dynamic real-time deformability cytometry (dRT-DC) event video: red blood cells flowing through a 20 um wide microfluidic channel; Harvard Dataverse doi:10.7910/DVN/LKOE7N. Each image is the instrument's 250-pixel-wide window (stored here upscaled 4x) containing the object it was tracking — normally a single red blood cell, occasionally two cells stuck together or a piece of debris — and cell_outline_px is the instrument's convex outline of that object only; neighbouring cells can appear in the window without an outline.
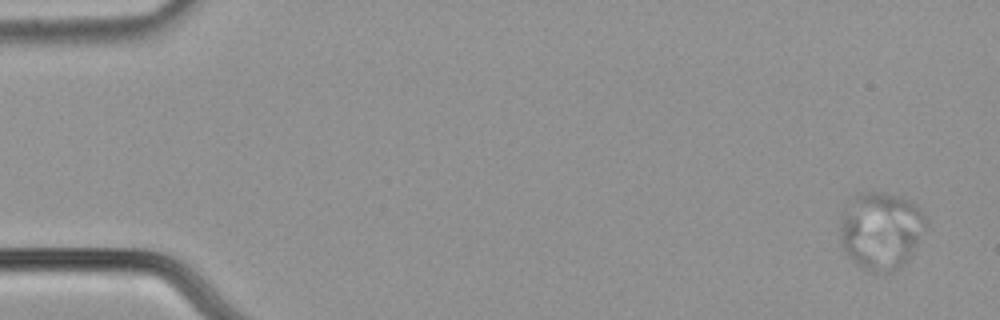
{"species": "common noctule bat (a hibernating species)", "species_latin": "Nyctalus noctula", "temperature_condition": "cold", "stored_images_in_passage": 57, "camera_frame_rate_fps": 3000, "um_per_image_px": 0.085, "animal": {"sex": "male", "body_mass_g": 21.5, "forearm_length_mm": 52.0}, "frame": {"image": 1, "passage_image": 3, "time_ms": 0.667, "image_size_px": [1000, 320], "cell_outline_px": [[928, 224], [908, 260], [892, 272], [872, 272], [856, 264], [852, 260], [840, 244], [840, 228], [856, 196], [860, 192], [880, 192], [900, 196], [916, 204], [920, 208]], "centroid_in_image_um": [74.94, 19.63], "position_along_channel_um": 10.1, "area_um2": 37.97}}
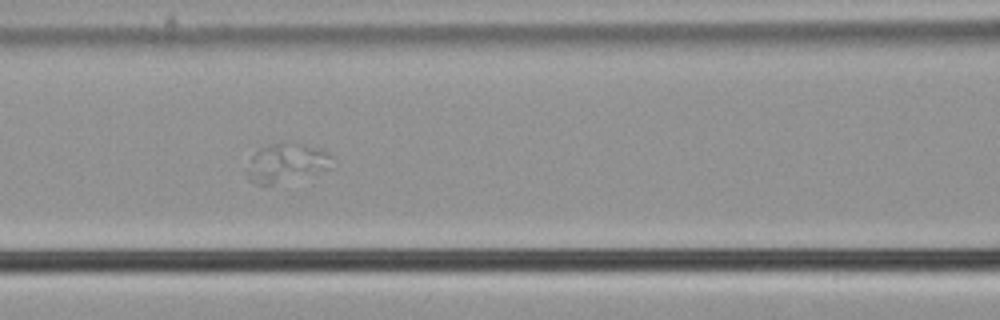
{"frame": {"image": 2, "passage_image": 26, "time_ms": 8.333, "image_size_px": [1000, 320], "cell_outline_px": [[332, 156], [328, 168], [272, 184], [256, 184], [248, 180], [244, 172], [244, 168], [252, 156], [260, 148], [268, 144], [284, 140], [316, 148]], "centroid_in_image_um": [24.2, 13.81], "position_along_channel_um": 142.4, "area_um2": 18.9}}
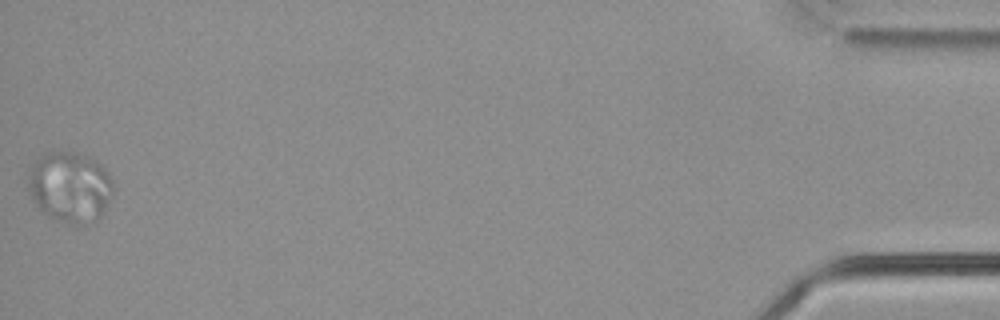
{"frame": {"image": 3, "passage_image": 57, "time_ms": 18.667, "image_size_px": [1000, 320], "cell_outline_px": [[112, 192], [100, 216], [96, 220], [84, 224], [76, 224], [60, 220], [48, 216], [36, 204], [28, 192], [28, 176], [36, 160], [40, 156], [48, 152], [76, 152], [100, 164], [104, 168], [112, 180]], "centroid_in_image_um": [5.92, 15.89], "position_along_channel_um": 429.3, "area_um2": 34.22}}